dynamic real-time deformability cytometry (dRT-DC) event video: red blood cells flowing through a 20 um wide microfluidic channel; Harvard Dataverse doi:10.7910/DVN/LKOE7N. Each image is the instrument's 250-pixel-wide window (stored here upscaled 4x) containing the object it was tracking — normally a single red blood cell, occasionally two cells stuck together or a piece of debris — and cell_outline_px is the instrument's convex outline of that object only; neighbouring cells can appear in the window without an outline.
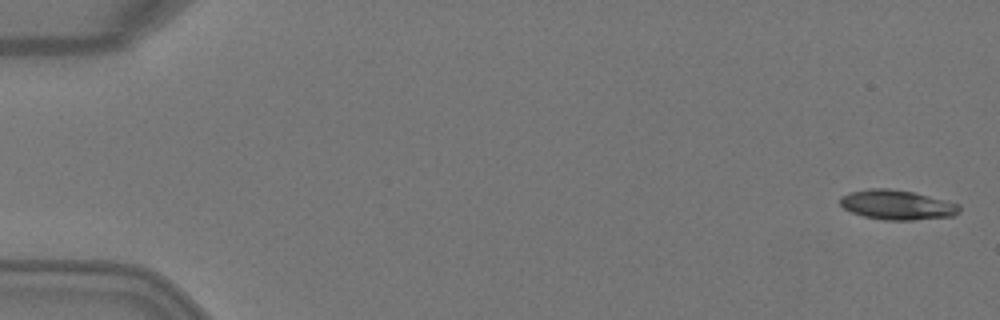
{"species": "Egyptian fruit bat (a non-hibernating species)", "species_latin": "Rousettus aegyptiacus", "temperature_condition": "warm", "stored_images_in_passage": 5, "camera_frame_rate_fps": 3000, "um_per_image_px": 0.085, "animal": {"sex": "female"}, "frame": {"image": 1, "passage_image": 1, "time_ms": 0.0, "image_size_px": [1000, 320], "cell_outline_px": [[960, 212], [952, 216], [912, 220], [884, 220], [864, 216], [852, 212], [844, 208], [840, 204], [840, 196], [852, 192], [868, 188], [888, 188], [912, 192], [960, 204]], "centroid_in_image_um": [76.24, 17.41], "position_along_channel_um": 8.8, "area_um2": 20.46}}
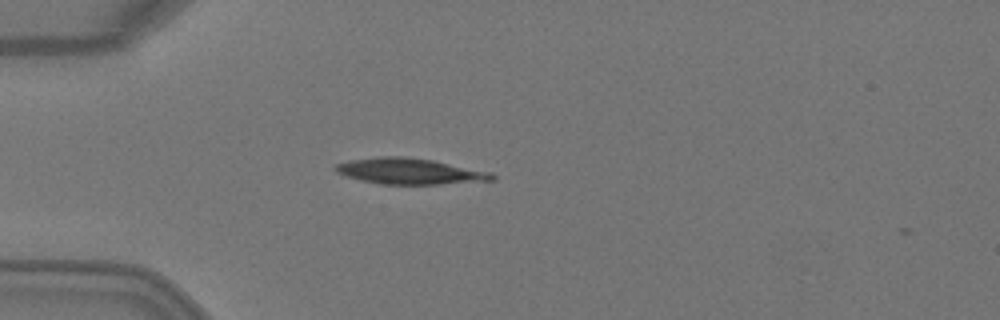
{"frame": {"image": 2, "passage_image": 4, "time_ms": 1.0, "image_size_px": [1000, 320], "cell_outline_px": [[496, 180], [440, 184], [380, 184], [360, 180], [336, 172], [332, 168], [336, 164], [348, 160], [380, 156], [400, 156], [432, 160], [492, 172], [496, 176]], "centroid_in_image_um": [34.82, 14.55], "position_along_channel_um": 50.2, "area_um2": 23.7}}